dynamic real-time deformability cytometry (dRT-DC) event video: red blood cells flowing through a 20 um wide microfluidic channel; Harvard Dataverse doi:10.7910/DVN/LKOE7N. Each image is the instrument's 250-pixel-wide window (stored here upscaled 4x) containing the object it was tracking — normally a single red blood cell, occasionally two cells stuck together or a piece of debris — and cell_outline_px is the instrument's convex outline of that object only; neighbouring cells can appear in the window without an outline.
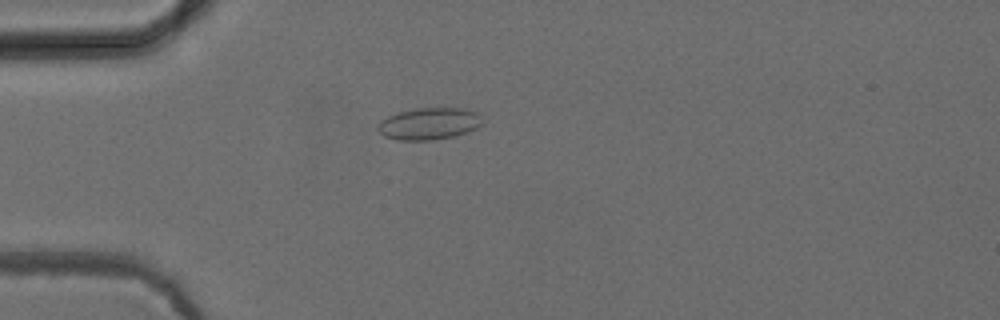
{"species": "common noctule bat (a hibernating species)", "species_latin": "Nyctalus noctula", "temperature_condition": "cold", "stored_images_in_passage": 51, "camera_frame_rate_fps": 3000, "um_per_image_px": 0.085, "animal": {"sex": "female", "body_mass_g": 24.6, "forearm_length_mm": 56.2}, "frame": {"image": 1, "passage_image": 13, "time_ms": 4.0, "image_size_px": [1000, 320], "cell_outline_px": [[480, 124], [476, 128], [456, 136], [432, 140], [396, 140], [384, 136], [376, 128], [380, 120], [396, 112], [416, 108], [464, 108], [480, 112]], "centroid_in_image_um": [36.44, 10.5], "position_along_channel_um": 48.6, "area_um2": 19.59}}
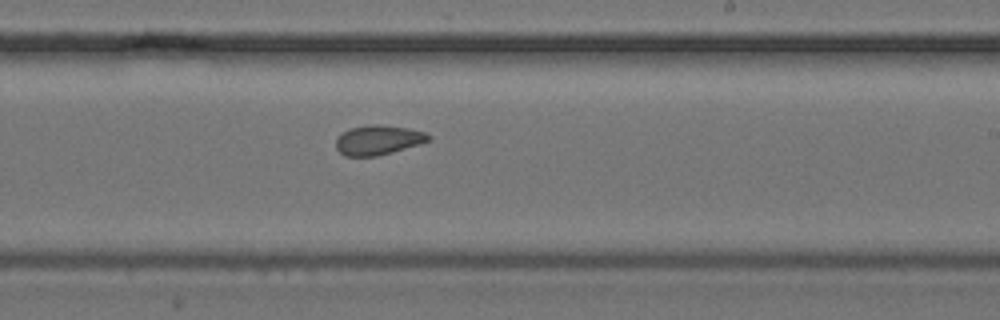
{"frame": {"image": 2, "passage_image": 30, "time_ms": 9.667, "image_size_px": [1000, 320], "cell_outline_px": [[432, 136], [428, 140], [420, 144], [392, 152], [376, 156], [344, 156], [336, 148], [336, 140], [344, 132], [352, 128], [372, 124], [380, 124], [408, 128], [424, 132]], "centroid_in_image_um": [32.16, 11.9], "position_along_channel_um": 256.8, "area_um2": 15.78}}
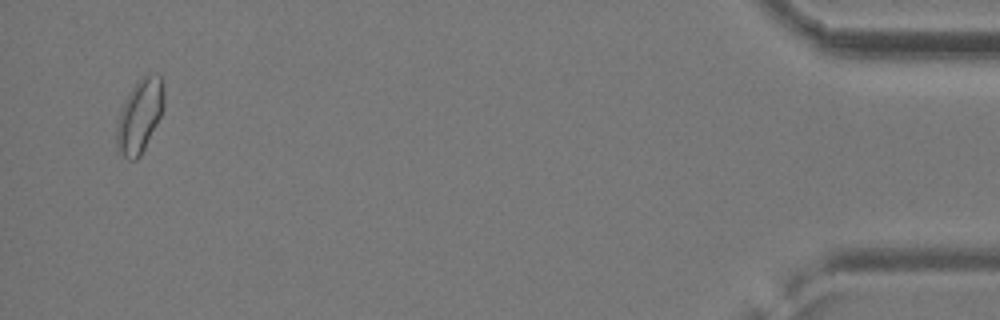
{"frame": {"image": 3, "passage_image": 49, "time_ms": 16.0, "image_size_px": [1000, 320], "cell_outline_px": [[164, 108], [140, 156], [136, 160], [128, 160], [116, 148], [116, 128], [120, 112], [132, 88], [144, 76], [160, 76], [164, 92]], "centroid_in_image_um": [11.86, 9.91], "position_along_channel_um": 423.3, "area_um2": 19.59}, "authors_computed_cell_mechanics": {"area_um2": 16.762, "velocity_mm_per_s": 3.9361, "shape_relaxation_time_tau1_ms": null, "shape_relaxation_time_tau2_ms": 1.3934, "deformation_change_tau1": null, "deformation_change_tau2": 0.0594}}